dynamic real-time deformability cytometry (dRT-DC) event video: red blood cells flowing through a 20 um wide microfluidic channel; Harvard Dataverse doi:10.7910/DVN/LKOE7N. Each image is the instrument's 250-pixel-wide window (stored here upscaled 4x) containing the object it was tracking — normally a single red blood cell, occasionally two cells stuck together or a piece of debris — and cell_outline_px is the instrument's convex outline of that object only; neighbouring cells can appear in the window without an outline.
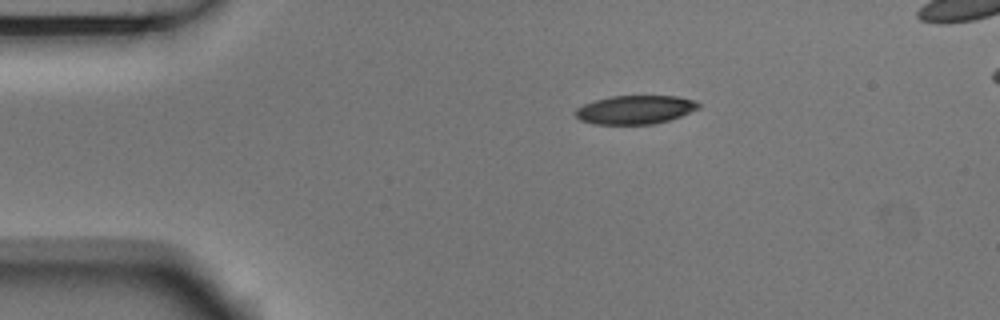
{"species": "Egyptian fruit bat (a non-hibernating species)", "species_latin": "Rousettus aegyptiacus", "temperature_condition": "room temperature", "stored_images_in_passage": 3, "camera_frame_rate_fps": 3000, "um_per_image_px": 0.085, "animal": {"sex": "male"}, "frame": {"image": 1, "passage_image": 3, "time_ms": 0.667, "image_size_px": [1000, 320], "cell_outline_px": [[700, 108], [680, 116], [668, 120], [652, 124], [596, 124], [580, 120], [572, 112], [576, 108], [584, 104], [596, 100], [612, 96], [676, 96], [696, 100], [700, 104]], "centroid_in_image_um": [53.98, 9.32], "position_along_channel_um": 31.0, "area_um2": 20.52}}